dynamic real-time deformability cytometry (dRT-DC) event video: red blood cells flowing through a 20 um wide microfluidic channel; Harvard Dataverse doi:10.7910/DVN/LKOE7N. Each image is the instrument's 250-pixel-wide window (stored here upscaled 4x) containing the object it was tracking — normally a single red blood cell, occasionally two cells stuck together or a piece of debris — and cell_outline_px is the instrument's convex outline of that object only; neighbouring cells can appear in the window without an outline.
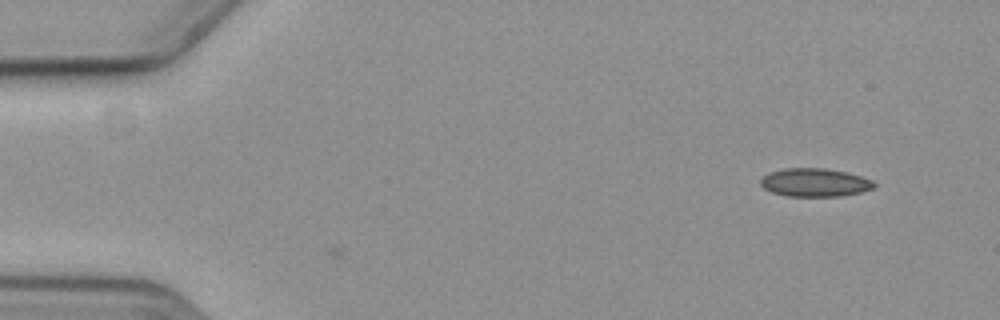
{"species": "common noctule bat (a hibernating species)", "species_latin": "Nyctalus noctula", "temperature_condition": "cold", "stored_images_in_passage": 2, "camera_frame_rate_fps": 3000, "um_per_image_px": 0.085, "animal": {"sex": "female", "body_mass_g": 19.3, "forearm_length_mm": 54.1}, "frame": {"image": 1, "passage_image": 2, "time_ms": 0.333, "image_size_px": [1000, 320], "cell_outline_px": [[876, 184], [872, 188], [860, 192], [840, 196], [788, 196], [772, 192], [764, 188], [760, 184], [760, 180], [768, 172], [784, 168], [824, 168], [848, 172], [872, 180]], "centroid_in_image_um": [69.24, 15.5], "position_along_channel_um": 15.8, "area_um2": 18.67}}